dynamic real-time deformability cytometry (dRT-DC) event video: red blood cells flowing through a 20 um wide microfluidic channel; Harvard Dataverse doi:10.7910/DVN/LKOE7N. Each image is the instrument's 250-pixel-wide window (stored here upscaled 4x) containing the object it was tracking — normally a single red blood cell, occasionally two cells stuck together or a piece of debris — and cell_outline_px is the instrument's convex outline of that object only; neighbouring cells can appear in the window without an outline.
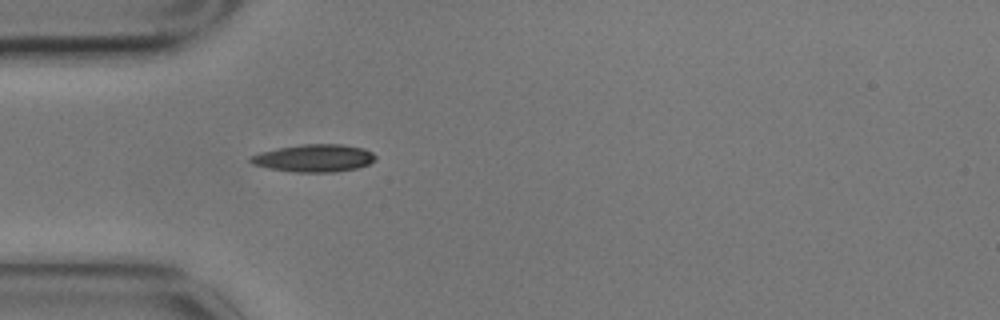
{"species": "common noctule bat (a hibernating species)", "species_latin": "Nyctalus noctula", "temperature_condition": "cold", "stored_images_in_passage": 42, "camera_frame_rate_fps": 3000, "um_per_image_px": 0.085, "animal": {"sex": "male", "body_mass_g": 17.9}, "frame": {"image": 1, "passage_image": 1, "time_ms": 0.0, "image_size_px": [1000, 320], "cell_outline_px": [[376, 160], [368, 164], [356, 168], [336, 172], [296, 172], [268, 168], [252, 164], [248, 160], [248, 156], [260, 152], [276, 148], [300, 144], [344, 144], [364, 148], [372, 152], [376, 156]], "centroid_in_image_um": [26.68, 13.43], "position_along_channel_um": 58.3, "area_um2": 20.29}}
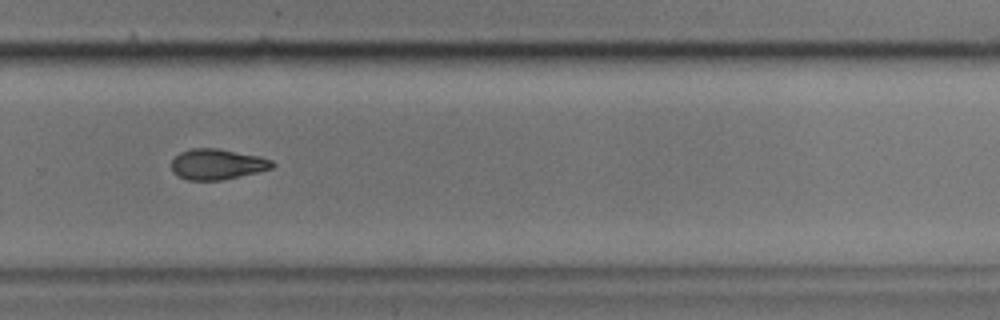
{"frame": {"image": 2, "passage_image": 23, "time_ms": 7.333, "image_size_px": [1000, 320], "cell_outline_px": [[276, 164], [272, 168], [256, 172], [220, 180], [188, 180], [172, 172], [172, 160], [180, 152], [192, 148], [216, 148], [260, 156], [272, 160]], "centroid_in_image_um": [18.46, 13.95], "position_along_channel_um": 311.3, "area_um2": 17.8}}
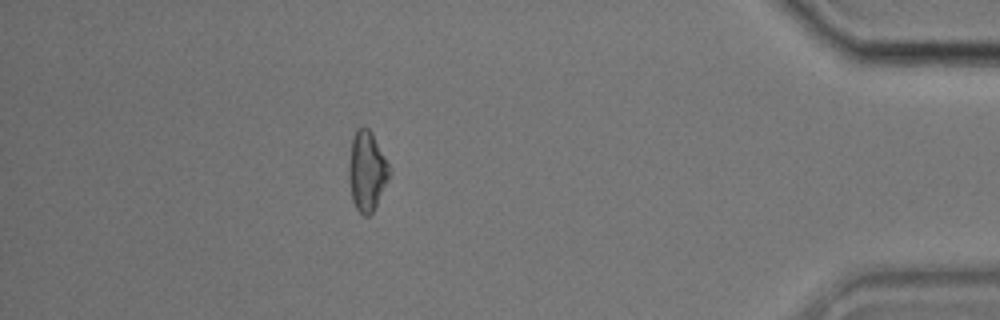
{"frame": {"image": 3, "passage_image": 35, "time_ms": 11.333, "image_size_px": [1000, 320], "cell_outline_px": [[392, 168], [388, 180], [372, 212], [368, 216], [364, 216], [356, 208], [352, 200], [348, 180], [348, 164], [352, 136], [356, 128], [368, 128], [372, 132]], "centroid_in_image_um": [31.18, 14.51], "position_along_channel_um": 404.0, "area_um2": 19.07}, "authors_computed_cell_mechanics": {"area_um2": 18.2648, "velocity_mm_per_s": 3.4856, "shape_relaxation_time_tau1_ms": null, "shape_relaxation_time_tau2_ms": 5.1294, "deformation_change_tau1": null, "deformation_change_tau2": 0.119}}